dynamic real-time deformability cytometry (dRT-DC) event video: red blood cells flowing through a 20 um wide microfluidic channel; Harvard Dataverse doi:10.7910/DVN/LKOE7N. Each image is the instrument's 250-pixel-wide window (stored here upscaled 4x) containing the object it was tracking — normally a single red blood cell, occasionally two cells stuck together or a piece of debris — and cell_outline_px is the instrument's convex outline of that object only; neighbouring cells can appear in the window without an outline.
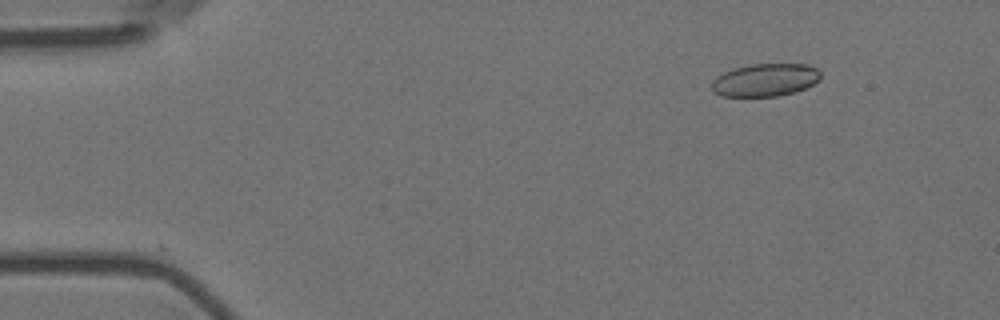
{"species": "Egyptian fruit bat (a non-hibernating species)", "species_latin": "Rousettus aegyptiacus", "temperature_condition": "room temperature", "stored_images_in_passage": 5, "camera_frame_rate_fps": 3000, "um_per_image_px": 0.085, "animal": {"sex": "female"}, "frame": {"image": 1, "passage_image": 2, "time_ms": 0.333, "image_size_px": [1000, 320], "cell_outline_px": [[820, 80], [796, 92], [776, 96], [720, 96], [712, 92], [712, 80], [716, 76], [724, 72], [736, 68], [752, 64], [808, 64], [816, 68], [820, 72]], "centroid_in_image_um": [65.03, 6.8], "position_along_channel_um": 20.0, "area_um2": 20.81}}
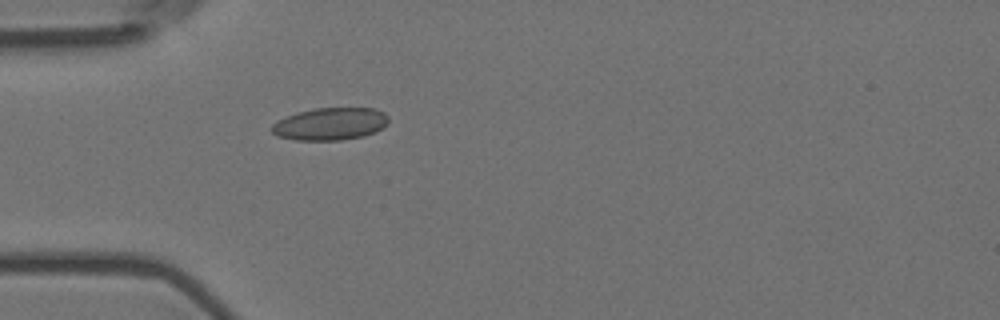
{"frame": {"image": 2, "passage_image": 5, "time_ms": 1.333, "image_size_px": [1000, 320], "cell_outline_px": [[388, 124], [364, 136], [340, 140], [296, 140], [276, 136], [268, 128], [276, 120], [296, 112], [316, 108], [372, 108], [384, 112], [388, 116]], "centroid_in_image_um": [28.01, 10.53], "position_along_channel_um": 57.0, "area_um2": 22.2}}